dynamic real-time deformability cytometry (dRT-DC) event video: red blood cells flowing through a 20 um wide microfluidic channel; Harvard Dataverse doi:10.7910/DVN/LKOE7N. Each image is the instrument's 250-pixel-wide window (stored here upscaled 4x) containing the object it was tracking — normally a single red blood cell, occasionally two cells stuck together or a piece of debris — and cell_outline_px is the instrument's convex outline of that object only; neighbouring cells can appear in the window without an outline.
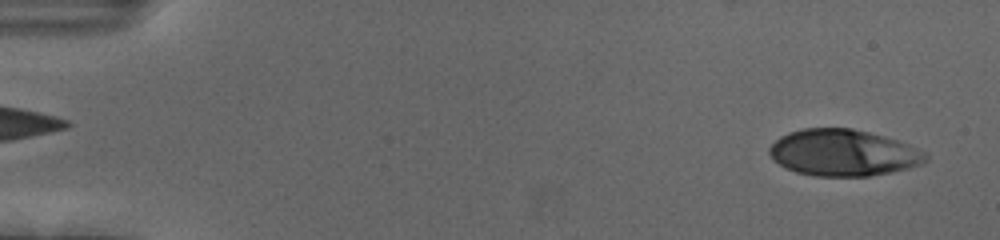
{"species": "human", "species_latin": "Homo sapiens", "temperature_condition": "cold", "stored_images_in_passage": 54, "camera_frame_rate_fps": 3000, "um_per_image_px": 0.085, "donor": {"sex": "female"}, "frame": {"image": 1, "passage_image": 2, "time_ms": 0.333, "image_size_px": [1000, 240], "cell_outline_px": [[928, 160], [920, 164], [908, 168], [892, 172], [868, 176], [816, 176], [796, 172], [784, 168], [772, 160], [768, 152], [768, 148], [780, 136], [788, 132], [804, 128], [852, 128], [868, 132], [896, 140], [908, 144], [924, 152], [928, 156]], "centroid_in_image_um": [71.63, 12.99], "position_along_channel_um": 13.4, "area_um2": 42.43}}
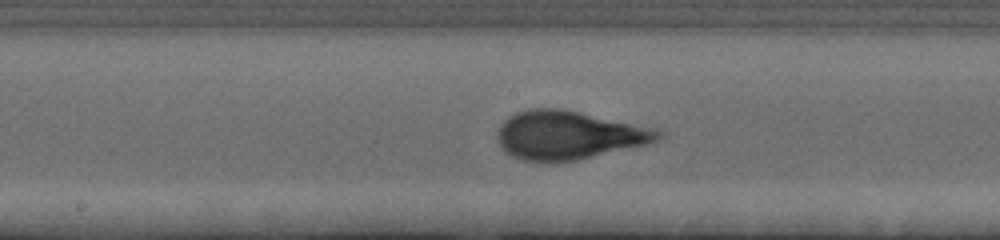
{"frame": {"image": 2, "passage_image": 28, "time_ms": 9.0, "image_size_px": [1000, 240], "cell_outline_px": [[664, 132], [656, 140], [648, 144], [576, 160], [520, 160], [512, 156], [496, 140], [496, 132], [500, 124], [508, 116], [516, 112], [528, 108], [560, 108], [652, 128]], "centroid_in_image_um": [48.27, 11.47], "position_along_channel_um": 199.9, "area_um2": 44.68}}
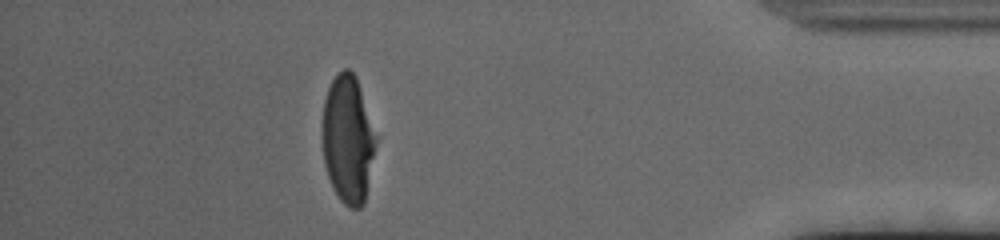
{"frame": {"image": 3, "passage_image": 48, "time_ms": 15.667, "image_size_px": [1000, 240], "cell_outline_px": [[376, 144], [364, 204], [360, 208], [348, 208], [340, 200], [332, 188], [324, 164], [320, 136], [320, 132], [324, 100], [328, 88], [332, 80], [344, 68], [348, 68], [356, 76], [376, 136]], "centroid_in_image_um": [29.53, 11.86], "position_along_channel_um": 405.7, "area_um2": 40.23}, "authors_computed_cell_mechanics": {"area_um2": 43.35, "velocity_mm_per_s": 3.692, "shape_relaxation_time_tau1_ms": 3.4438, "shape_relaxation_time_tau2_ms": null, "deformation_change_tau1": 0.1928, "deformation_change_tau2": null}}